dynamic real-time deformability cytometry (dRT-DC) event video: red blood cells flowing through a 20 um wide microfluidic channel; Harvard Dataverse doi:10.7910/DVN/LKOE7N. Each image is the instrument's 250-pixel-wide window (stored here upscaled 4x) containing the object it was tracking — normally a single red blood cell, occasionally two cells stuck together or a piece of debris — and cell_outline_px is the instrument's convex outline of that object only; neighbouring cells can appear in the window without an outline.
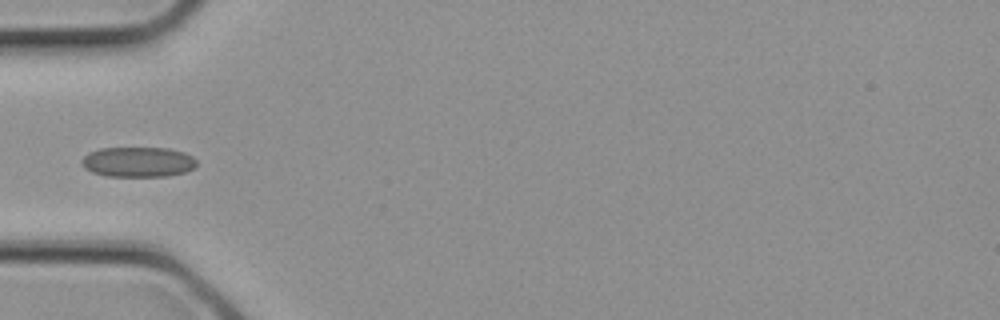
{"species": "common noctule bat (a hibernating species)", "species_latin": "Nyctalus noctula", "temperature_condition": "cold", "stored_images_in_passage": 2, "camera_frame_rate_fps": 3000, "um_per_image_px": 0.085, "animal": {"sex": "female", "body_mass_g": 21.9}, "frame": {"image": 1, "passage_image": 2, "time_ms": 0.333, "image_size_px": [1000, 320], "cell_outline_px": [[196, 168], [184, 172], [168, 176], [104, 176], [92, 172], [84, 168], [80, 160], [88, 152], [100, 148], [168, 148], [184, 152], [192, 156], [196, 160]], "centroid_in_image_um": [11.72, 13.76], "position_along_channel_um": 73.3, "area_um2": 20.35}}